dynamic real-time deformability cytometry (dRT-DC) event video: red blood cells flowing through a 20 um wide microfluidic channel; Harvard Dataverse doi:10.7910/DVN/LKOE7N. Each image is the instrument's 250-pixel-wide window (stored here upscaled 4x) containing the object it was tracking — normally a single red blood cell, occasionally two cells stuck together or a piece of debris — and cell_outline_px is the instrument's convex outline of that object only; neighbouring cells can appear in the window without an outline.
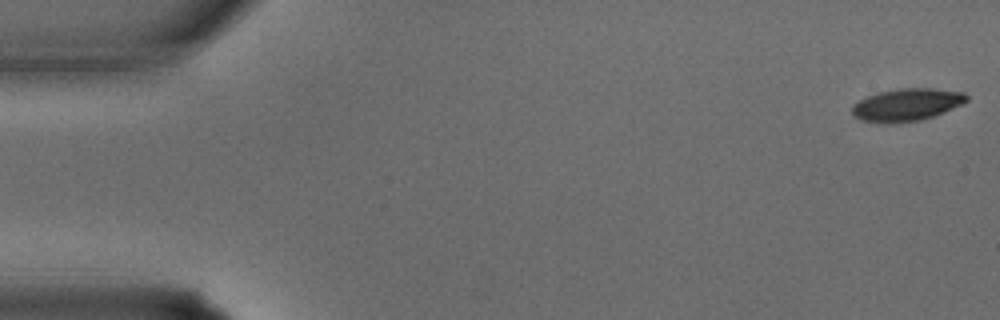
{"species": "common noctule bat (a hibernating species)", "species_latin": "Nyctalus noctula", "temperature_condition": "warm", "stored_images_in_passage": 36, "camera_frame_rate_fps": 3000, "um_per_image_px": 0.085, "animal": {"sex": "male", "body_mass_g": 15.6}, "frame": {"image": 1, "passage_image": 1, "time_ms": 0.0, "image_size_px": [1000, 320], "cell_outline_px": [[968, 100], [960, 104], [932, 116], [920, 120], [860, 120], [852, 116], [852, 104], [868, 96], [880, 92], [900, 88], [932, 88], [964, 92], [968, 96]], "centroid_in_image_um": [77.08, 8.84], "position_along_channel_um": 7.9, "area_um2": 20.63}}
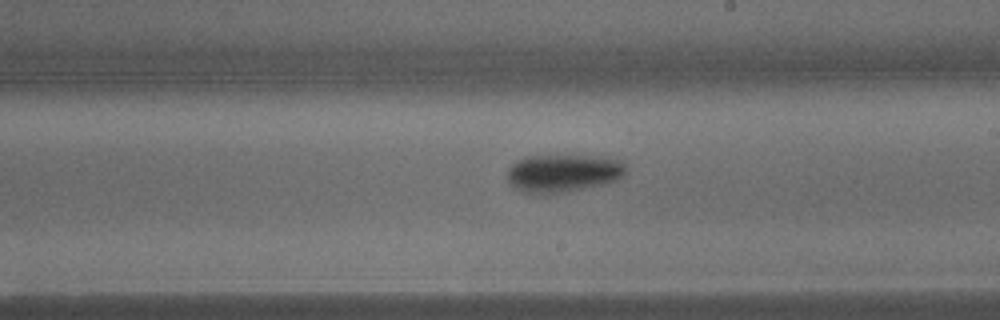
{"frame": {"image": 2, "passage_image": 21, "time_ms": 6.667, "image_size_px": [1000, 320], "cell_outline_px": [[628, 172], [624, 176], [608, 184], [564, 192], [524, 192], [516, 188], [508, 180], [508, 168], [512, 164], [528, 156], [608, 156], [624, 160], [628, 164]], "centroid_in_image_um": [48.02, 14.69], "position_along_channel_um": 241.0, "area_um2": 26.3}}
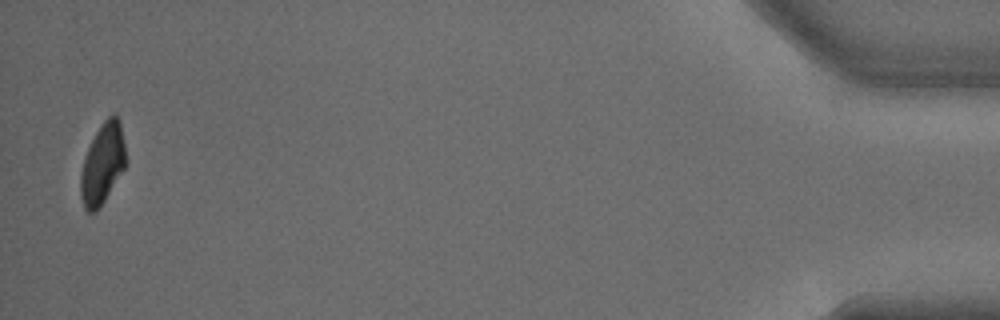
{"frame": {"image": 3, "passage_image": 36, "time_ms": 11.667, "image_size_px": [1000, 320], "cell_outline_px": [[124, 168], [104, 200], [96, 212], [88, 212], [84, 208], [80, 196], [80, 172], [88, 148], [100, 124], [112, 112], [116, 112], [120, 120], [124, 144]], "centroid_in_image_um": [8.69, 13.89], "position_along_channel_um": 426.5, "area_um2": 20.98}}